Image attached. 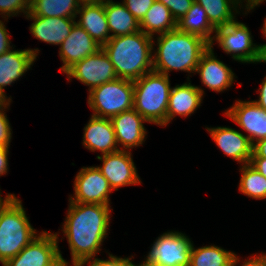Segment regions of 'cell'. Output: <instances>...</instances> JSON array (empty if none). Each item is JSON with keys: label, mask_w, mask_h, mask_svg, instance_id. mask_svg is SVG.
<instances>
[{"label": "cell", "mask_w": 266, "mask_h": 266, "mask_svg": "<svg viewBox=\"0 0 266 266\" xmlns=\"http://www.w3.org/2000/svg\"><path fill=\"white\" fill-rule=\"evenodd\" d=\"M25 16L30 12V6L27 0H0V14L3 18L17 16L20 13Z\"/></svg>", "instance_id": "30"}, {"label": "cell", "mask_w": 266, "mask_h": 266, "mask_svg": "<svg viewBox=\"0 0 266 266\" xmlns=\"http://www.w3.org/2000/svg\"><path fill=\"white\" fill-rule=\"evenodd\" d=\"M176 28L179 31L200 36L209 44L214 38L211 34L216 31V28L208 20L206 11L196 1L184 17L177 21Z\"/></svg>", "instance_id": "24"}, {"label": "cell", "mask_w": 266, "mask_h": 266, "mask_svg": "<svg viewBox=\"0 0 266 266\" xmlns=\"http://www.w3.org/2000/svg\"><path fill=\"white\" fill-rule=\"evenodd\" d=\"M193 243L181 232H166L154 241L146 260L142 263L156 262L166 266H189Z\"/></svg>", "instance_id": "9"}, {"label": "cell", "mask_w": 266, "mask_h": 266, "mask_svg": "<svg viewBox=\"0 0 266 266\" xmlns=\"http://www.w3.org/2000/svg\"><path fill=\"white\" fill-rule=\"evenodd\" d=\"M87 103L94 116L103 118L131 110L134 105L133 81L117 78L95 87L89 92Z\"/></svg>", "instance_id": "6"}, {"label": "cell", "mask_w": 266, "mask_h": 266, "mask_svg": "<svg viewBox=\"0 0 266 266\" xmlns=\"http://www.w3.org/2000/svg\"><path fill=\"white\" fill-rule=\"evenodd\" d=\"M133 108L149 123L166 126L171 91L169 76L151 71L133 82Z\"/></svg>", "instance_id": "5"}, {"label": "cell", "mask_w": 266, "mask_h": 266, "mask_svg": "<svg viewBox=\"0 0 266 266\" xmlns=\"http://www.w3.org/2000/svg\"><path fill=\"white\" fill-rule=\"evenodd\" d=\"M251 157L266 158V139L255 142V144L253 145V153Z\"/></svg>", "instance_id": "39"}, {"label": "cell", "mask_w": 266, "mask_h": 266, "mask_svg": "<svg viewBox=\"0 0 266 266\" xmlns=\"http://www.w3.org/2000/svg\"><path fill=\"white\" fill-rule=\"evenodd\" d=\"M58 233L40 232L18 255L3 266H68L58 248Z\"/></svg>", "instance_id": "8"}, {"label": "cell", "mask_w": 266, "mask_h": 266, "mask_svg": "<svg viewBox=\"0 0 266 266\" xmlns=\"http://www.w3.org/2000/svg\"><path fill=\"white\" fill-rule=\"evenodd\" d=\"M206 129L225 155L243 165L250 163L253 145L246 135L229 127Z\"/></svg>", "instance_id": "18"}, {"label": "cell", "mask_w": 266, "mask_h": 266, "mask_svg": "<svg viewBox=\"0 0 266 266\" xmlns=\"http://www.w3.org/2000/svg\"><path fill=\"white\" fill-rule=\"evenodd\" d=\"M136 266H166V265L158 264L156 262H151V263H141V264L136 265Z\"/></svg>", "instance_id": "43"}, {"label": "cell", "mask_w": 266, "mask_h": 266, "mask_svg": "<svg viewBox=\"0 0 266 266\" xmlns=\"http://www.w3.org/2000/svg\"><path fill=\"white\" fill-rule=\"evenodd\" d=\"M26 18L34 20L29 27L32 35L52 45H61L76 23L75 18L42 17L35 16L31 12L26 15Z\"/></svg>", "instance_id": "20"}, {"label": "cell", "mask_w": 266, "mask_h": 266, "mask_svg": "<svg viewBox=\"0 0 266 266\" xmlns=\"http://www.w3.org/2000/svg\"><path fill=\"white\" fill-rule=\"evenodd\" d=\"M118 145H123L122 150L129 151L133 147L142 145L145 141L147 122L134 108L124 111L110 118Z\"/></svg>", "instance_id": "16"}, {"label": "cell", "mask_w": 266, "mask_h": 266, "mask_svg": "<svg viewBox=\"0 0 266 266\" xmlns=\"http://www.w3.org/2000/svg\"><path fill=\"white\" fill-rule=\"evenodd\" d=\"M67 212L62 231L69 244L73 266L95 259L108 234L109 205L70 201Z\"/></svg>", "instance_id": "1"}, {"label": "cell", "mask_w": 266, "mask_h": 266, "mask_svg": "<svg viewBox=\"0 0 266 266\" xmlns=\"http://www.w3.org/2000/svg\"><path fill=\"white\" fill-rule=\"evenodd\" d=\"M225 115L248 133L252 145L266 139V110L254 101L237 100Z\"/></svg>", "instance_id": "13"}, {"label": "cell", "mask_w": 266, "mask_h": 266, "mask_svg": "<svg viewBox=\"0 0 266 266\" xmlns=\"http://www.w3.org/2000/svg\"><path fill=\"white\" fill-rule=\"evenodd\" d=\"M10 100L0 101V145L4 147L10 146V141L12 138V129L5 114V109L9 107Z\"/></svg>", "instance_id": "31"}, {"label": "cell", "mask_w": 266, "mask_h": 266, "mask_svg": "<svg viewBox=\"0 0 266 266\" xmlns=\"http://www.w3.org/2000/svg\"><path fill=\"white\" fill-rule=\"evenodd\" d=\"M215 34L210 46L217 41L222 50L231 54L234 60L242 63L266 62L261 45L253 43L251 32L244 23L235 20L216 28Z\"/></svg>", "instance_id": "7"}, {"label": "cell", "mask_w": 266, "mask_h": 266, "mask_svg": "<svg viewBox=\"0 0 266 266\" xmlns=\"http://www.w3.org/2000/svg\"><path fill=\"white\" fill-rule=\"evenodd\" d=\"M39 234L31 226L25 209L14 194L0 207V262L18 255Z\"/></svg>", "instance_id": "4"}, {"label": "cell", "mask_w": 266, "mask_h": 266, "mask_svg": "<svg viewBox=\"0 0 266 266\" xmlns=\"http://www.w3.org/2000/svg\"><path fill=\"white\" fill-rule=\"evenodd\" d=\"M205 11L208 20L215 27L226 26L235 21L234 14L242 0H195ZM247 2V0H244ZM232 10L236 11L234 13Z\"/></svg>", "instance_id": "26"}, {"label": "cell", "mask_w": 266, "mask_h": 266, "mask_svg": "<svg viewBox=\"0 0 266 266\" xmlns=\"http://www.w3.org/2000/svg\"><path fill=\"white\" fill-rule=\"evenodd\" d=\"M153 54V71L169 76V71L195 73L202 54L210 44L202 37L177 28L160 34Z\"/></svg>", "instance_id": "3"}, {"label": "cell", "mask_w": 266, "mask_h": 266, "mask_svg": "<svg viewBox=\"0 0 266 266\" xmlns=\"http://www.w3.org/2000/svg\"><path fill=\"white\" fill-rule=\"evenodd\" d=\"M59 49V56L63 62L60 70L65 73L75 63L97 53L102 49V46L78 23H75L69 36L62 42Z\"/></svg>", "instance_id": "14"}, {"label": "cell", "mask_w": 266, "mask_h": 266, "mask_svg": "<svg viewBox=\"0 0 266 266\" xmlns=\"http://www.w3.org/2000/svg\"><path fill=\"white\" fill-rule=\"evenodd\" d=\"M104 9L111 37L133 34L140 31V23L123 3L104 0Z\"/></svg>", "instance_id": "23"}, {"label": "cell", "mask_w": 266, "mask_h": 266, "mask_svg": "<svg viewBox=\"0 0 266 266\" xmlns=\"http://www.w3.org/2000/svg\"><path fill=\"white\" fill-rule=\"evenodd\" d=\"M234 254L215 245L197 249L192 245L189 266H230Z\"/></svg>", "instance_id": "28"}, {"label": "cell", "mask_w": 266, "mask_h": 266, "mask_svg": "<svg viewBox=\"0 0 266 266\" xmlns=\"http://www.w3.org/2000/svg\"><path fill=\"white\" fill-rule=\"evenodd\" d=\"M9 147L0 145V176L7 173L8 170Z\"/></svg>", "instance_id": "37"}, {"label": "cell", "mask_w": 266, "mask_h": 266, "mask_svg": "<svg viewBox=\"0 0 266 266\" xmlns=\"http://www.w3.org/2000/svg\"><path fill=\"white\" fill-rule=\"evenodd\" d=\"M80 0H39L30 7L35 16L77 18Z\"/></svg>", "instance_id": "27"}, {"label": "cell", "mask_w": 266, "mask_h": 266, "mask_svg": "<svg viewBox=\"0 0 266 266\" xmlns=\"http://www.w3.org/2000/svg\"><path fill=\"white\" fill-rule=\"evenodd\" d=\"M195 73L200 74L203 85L219 93L235 81L231 68L215 57L213 46L202 54Z\"/></svg>", "instance_id": "17"}, {"label": "cell", "mask_w": 266, "mask_h": 266, "mask_svg": "<svg viewBox=\"0 0 266 266\" xmlns=\"http://www.w3.org/2000/svg\"><path fill=\"white\" fill-rule=\"evenodd\" d=\"M264 26H263V28H262V33H263V35L266 37V18H265V21H264V24H263ZM261 48H262V50H263V52L265 53V55H266V44H261Z\"/></svg>", "instance_id": "42"}, {"label": "cell", "mask_w": 266, "mask_h": 266, "mask_svg": "<svg viewBox=\"0 0 266 266\" xmlns=\"http://www.w3.org/2000/svg\"><path fill=\"white\" fill-rule=\"evenodd\" d=\"M65 73L68 81L75 78L89 86V92L95 87L118 78L113 64L103 49L75 63Z\"/></svg>", "instance_id": "10"}, {"label": "cell", "mask_w": 266, "mask_h": 266, "mask_svg": "<svg viewBox=\"0 0 266 266\" xmlns=\"http://www.w3.org/2000/svg\"><path fill=\"white\" fill-rule=\"evenodd\" d=\"M117 145L110 118L91 115L84 127L83 146L92 152L101 151L102 155H106L122 150Z\"/></svg>", "instance_id": "19"}, {"label": "cell", "mask_w": 266, "mask_h": 266, "mask_svg": "<svg viewBox=\"0 0 266 266\" xmlns=\"http://www.w3.org/2000/svg\"><path fill=\"white\" fill-rule=\"evenodd\" d=\"M81 2H98L103 0H80Z\"/></svg>", "instance_id": "46"}, {"label": "cell", "mask_w": 266, "mask_h": 266, "mask_svg": "<svg viewBox=\"0 0 266 266\" xmlns=\"http://www.w3.org/2000/svg\"><path fill=\"white\" fill-rule=\"evenodd\" d=\"M171 11L161 2L155 1L140 22V30L153 38L155 33L164 34L176 29Z\"/></svg>", "instance_id": "25"}, {"label": "cell", "mask_w": 266, "mask_h": 266, "mask_svg": "<svg viewBox=\"0 0 266 266\" xmlns=\"http://www.w3.org/2000/svg\"><path fill=\"white\" fill-rule=\"evenodd\" d=\"M264 0H247L246 3V8L247 11L249 12L250 10H252L254 7L260 5V3H262ZM266 1V0H265Z\"/></svg>", "instance_id": "41"}, {"label": "cell", "mask_w": 266, "mask_h": 266, "mask_svg": "<svg viewBox=\"0 0 266 266\" xmlns=\"http://www.w3.org/2000/svg\"><path fill=\"white\" fill-rule=\"evenodd\" d=\"M153 39L140 30L111 37L102 46L118 78L134 82L153 70Z\"/></svg>", "instance_id": "2"}, {"label": "cell", "mask_w": 266, "mask_h": 266, "mask_svg": "<svg viewBox=\"0 0 266 266\" xmlns=\"http://www.w3.org/2000/svg\"><path fill=\"white\" fill-rule=\"evenodd\" d=\"M10 44L11 41L8 30L6 29L4 22L0 20V55L12 48Z\"/></svg>", "instance_id": "36"}, {"label": "cell", "mask_w": 266, "mask_h": 266, "mask_svg": "<svg viewBox=\"0 0 266 266\" xmlns=\"http://www.w3.org/2000/svg\"><path fill=\"white\" fill-rule=\"evenodd\" d=\"M39 0H27V3L29 4V6L31 7L34 3H36Z\"/></svg>", "instance_id": "45"}, {"label": "cell", "mask_w": 266, "mask_h": 266, "mask_svg": "<svg viewBox=\"0 0 266 266\" xmlns=\"http://www.w3.org/2000/svg\"><path fill=\"white\" fill-rule=\"evenodd\" d=\"M250 164L266 178V158L251 157Z\"/></svg>", "instance_id": "38"}, {"label": "cell", "mask_w": 266, "mask_h": 266, "mask_svg": "<svg viewBox=\"0 0 266 266\" xmlns=\"http://www.w3.org/2000/svg\"><path fill=\"white\" fill-rule=\"evenodd\" d=\"M97 159L103 162L102 166H97V168L108 180L112 190L141 183L130 151L119 150L106 155H98Z\"/></svg>", "instance_id": "12"}, {"label": "cell", "mask_w": 266, "mask_h": 266, "mask_svg": "<svg viewBox=\"0 0 266 266\" xmlns=\"http://www.w3.org/2000/svg\"><path fill=\"white\" fill-rule=\"evenodd\" d=\"M258 91L259 99L258 101L254 100V102L266 110V76L264 77V80L262 81L260 89H258Z\"/></svg>", "instance_id": "40"}, {"label": "cell", "mask_w": 266, "mask_h": 266, "mask_svg": "<svg viewBox=\"0 0 266 266\" xmlns=\"http://www.w3.org/2000/svg\"><path fill=\"white\" fill-rule=\"evenodd\" d=\"M108 254H109V258L106 260L95 258V259L81 262L75 266H84L86 264H89L90 266H136L131 261L132 257L120 258V257H116L110 253H108Z\"/></svg>", "instance_id": "34"}, {"label": "cell", "mask_w": 266, "mask_h": 266, "mask_svg": "<svg viewBox=\"0 0 266 266\" xmlns=\"http://www.w3.org/2000/svg\"><path fill=\"white\" fill-rule=\"evenodd\" d=\"M1 193V192H0ZM12 194H9L5 196V198H2L0 195V207L4 204V202L11 196Z\"/></svg>", "instance_id": "44"}, {"label": "cell", "mask_w": 266, "mask_h": 266, "mask_svg": "<svg viewBox=\"0 0 266 266\" xmlns=\"http://www.w3.org/2000/svg\"><path fill=\"white\" fill-rule=\"evenodd\" d=\"M155 1L156 0H123L122 3L140 23Z\"/></svg>", "instance_id": "32"}, {"label": "cell", "mask_w": 266, "mask_h": 266, "mask_svg": "<svg viewBox=\"0 0 266 266\" xmlns=\"http://www.w3.org/2000/svg\"><path fill=\"white\" fill-rule=\"evenodd\" d=\"M112 189L97 166L83 167L74 181V196L71 202L110 205Z\"/></svg>", "instance_id": "11"}, {"label": "cell", "mask_w": 266, "mask_h": 266, "mask_svg": "<svg viewBox=\"0 0 266 266\" xmlns=\"http://www.w3.org/2000/svg\"><path fill=\"white\" fill-rule=\"evenodd\" d=\"M163 3L172 13L175 21H179L192 7L195 0H156Z\"/></svg>", "instance_id": "33"}, {"label": "cell", "mask_w": 266, "mask_h": 266, "mask_svg": "<svg viewBox=\"0 0 266 266\" xmlns=\"http://www.w3.org/2000/svg\"><path fill=\"white\" fill-rule=\"evenodd\" d=\"M37 49L12 50L0 55V101L11 100L6 97L4 88L11 85L31 69L36 60Z\"/></svg>", "instance_id": "15"}, {"label": "cell", "mask_w": 266, "mask_h": 266, "mask_svg": "<svg viewBox=\"0 0 266 266\" xmlns=\"http://www.w3.org/2000/svg\"><path fill=\"white\" fill-rule=\"evenodd\" d=\"M240 170L239 191L250 198L266 199V178L250 163L242 165Z\"/></svg>", "instance_id": "29"}, {"label": "cell", "mask_w": 266, "mask_h": 266, "mask_svg": "<svg viewBox=\"0 0 266 266\" xmlns=\"http://www.w3.org/2000/svg\"><path fill=\"white\" fill-rule=\"evenodd\" d=\"M203 89L186 82L171 88L166 114V126L171 119L179 115L182 117L190 116L201 106L203 99Z\"/></svg>", "instance_id": "21"}, {"label": "cell", "mask_w": 266, "mask_h": 266, "mask_svg": "<svg viewBox=\"0 0 266 266\" xmlns=\"http://www.w3.org/2000/svg\"><path fill=\"white\" fill-rule=\"evenodd\" d=\"M77 14L78 23L101 46L111 38L104 9V0L98 2H81Z\"/></svg>", "instance_id": "22"}, {"label": "cell", "mask_w": 266, "mask_h": 266, "mask_svg": "<svg viewBox=\"0 0 266 266\" xmlns=\"http://www.w3.org/2000/svg\"><path fill=\"white\" fill-rule=\"evenodd\" d=\"M240 259L234 254L230 266H236ZM242 266H266V254L251 256L248 260H245Z\"/></svg>", "instance_id": "35"}]
</instances>
